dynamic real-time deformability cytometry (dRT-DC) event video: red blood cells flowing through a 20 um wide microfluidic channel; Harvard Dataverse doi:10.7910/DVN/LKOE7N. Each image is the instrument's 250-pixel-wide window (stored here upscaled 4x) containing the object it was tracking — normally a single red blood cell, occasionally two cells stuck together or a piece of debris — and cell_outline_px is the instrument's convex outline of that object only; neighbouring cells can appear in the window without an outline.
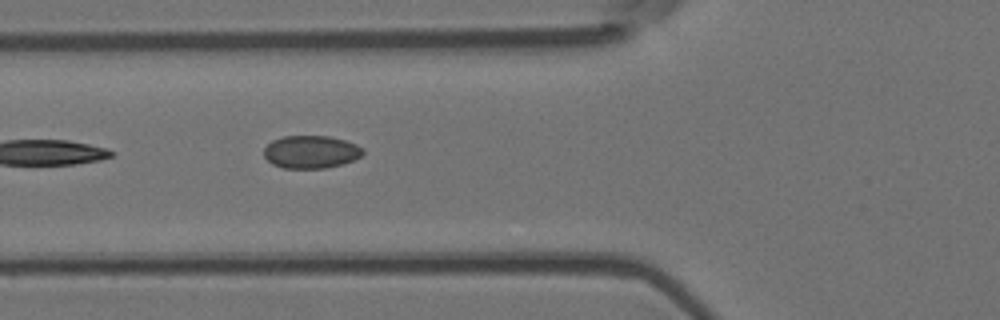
{"species": "Egyptian fruit bat (a non-hibernating species)", "species_latin": "Rousettus aegyptiacus", "temperature_condition": "room temperature", "stored_images_in_passage": 6, "camera_frame_rate_fps": 3000, "um_per_image_px": 0.085, "animal": {"sex": "female"}, "frame": {"image": 1, "passage_image": 6, "time_ms": 1.667, "image_size_px": [1000, 320], "cell_outline_px": [[364, 152], [360, 156], [352, 160], [340, 164], [324, 168], [284, 168], [272, 164], [264, 156], [264, 148], [272, 140], [284, 136], [328, 136], [344, 140], [356, 144], [364, 148]], "centroid_in_image_um": [26.41, 12.9], "position_along_channel_um": 99.4, "area_um2": 18.79}}